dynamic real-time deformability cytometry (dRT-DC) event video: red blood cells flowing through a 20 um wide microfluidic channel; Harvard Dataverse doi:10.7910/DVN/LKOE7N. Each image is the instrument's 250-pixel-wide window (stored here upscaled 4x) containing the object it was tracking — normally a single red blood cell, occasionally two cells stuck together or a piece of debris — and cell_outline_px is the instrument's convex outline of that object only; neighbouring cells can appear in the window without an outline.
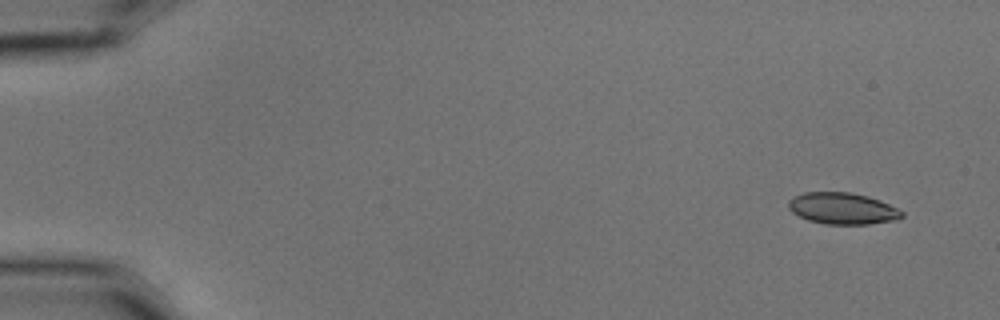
{"species": "common noctule bat (a hibernating species)", "species_latin": "Nyctalus noctula", "temperature_condition": "cold", "stored_images_in_passage": 5, "camera_frame_rate_fps": 3000, "um_per_image_px": 0.085, "animal": {"sex": "male", "body_mass_g": 15.6}, "frame": {"image": 1, "passage_image": 1, "time_ms": 0.0, "image_size_px": [1000, 320], "cell_outline_px": [[904, 216], [896, 220], [868, 224], [824, 224], [808, 220], [792, 212], [788, 208], [788, 200], [792, 196], [804, 192], [852, 192], [868, 196], [880, 200], [904, 212]], "centroid_in_image_um": [71.6, 17.71], "position_along_channel_um": 13.4, "area_um2": 20.98}}
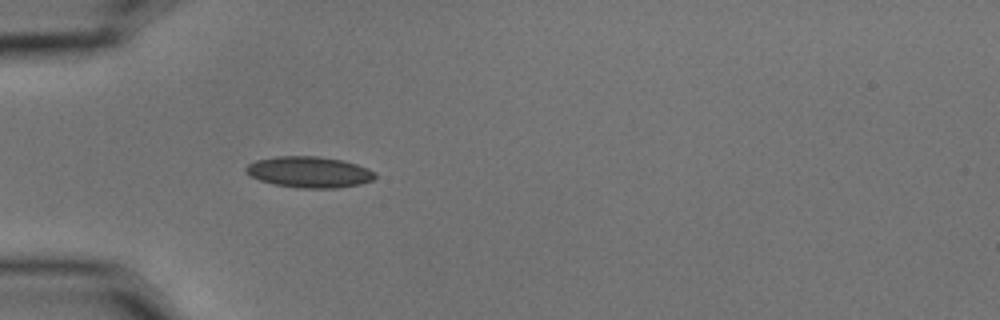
{"frame": {"image": 2, "passage_image": 5, "time_ms": 1.333, "image_size_px": [1000, 320], "cell_outline_px": [[376, 176], [372, 180], [360, 184], [336, 188], [300, 188], [276, 184], [260, 180], [244, 172], [244, 168], [248, 164], [256, 160], [276, 156], [320, 156], [344, 160], [368, 168], [376, 172]], "centroid_in_image_um": [26.29, 14.61], "position_along_channel_um": 58.7, "area_um2": 23.47}}